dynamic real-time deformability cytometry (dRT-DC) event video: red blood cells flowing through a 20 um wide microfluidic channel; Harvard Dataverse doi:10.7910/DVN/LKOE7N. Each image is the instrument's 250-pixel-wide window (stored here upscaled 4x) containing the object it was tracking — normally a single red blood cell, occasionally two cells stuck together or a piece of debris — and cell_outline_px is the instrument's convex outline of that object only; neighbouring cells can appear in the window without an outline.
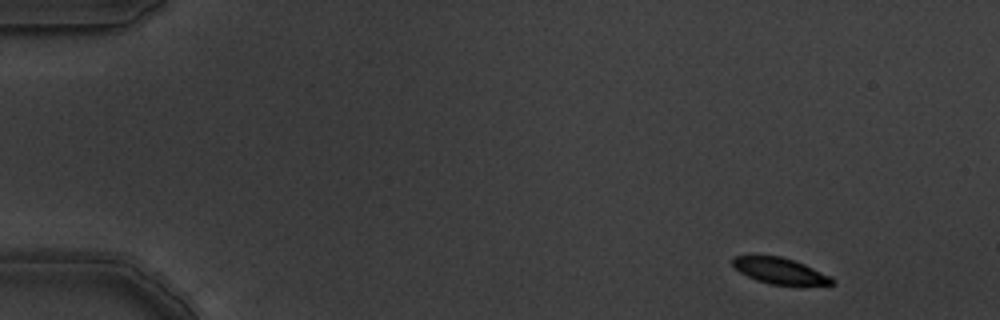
{"species": "common noctule bat (a hibernating species)", "species_latin": "Nyctalus noctula", "temperature_condition": "warm", "stored_images_in_passage": 10, "camera_frame_rate_fps": 3000, "um_per_image_px": 0.085, "animal": {"sex": "male", "body_mass_g": 19.5, "forearm_length_mm": 54.6}, "frame": {"image": 1, "passage_image": 1, "time_ms": 0.0, "image_size_px": [1000, 320], "cell_outline_px": [[836, 284], [768, 284], [756, 280], [740, 272], [732, 264], [732, 256], [780, 256], [804, 264], [836, 280]], "centroid_in_image_um": [66.24, 23.01], "position_along_channel_um": 18.8, "area_um2": 14.62}}
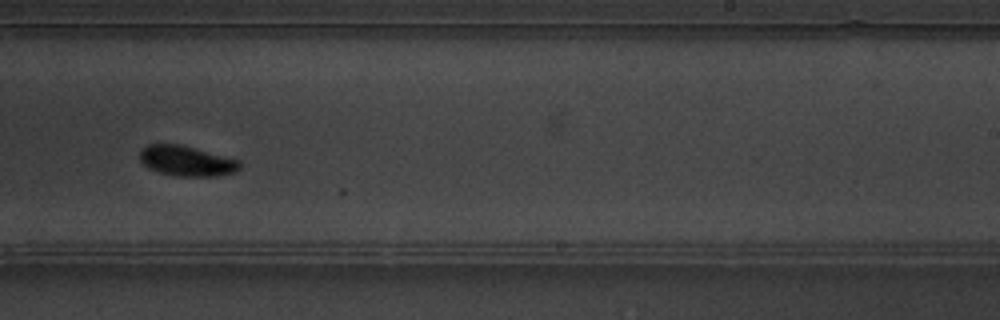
{"frame": {"image": 2, "passage_image": 10, "time_ms": 3.0, "image_size_px": [1000, 320], "cell_outline_px": [[240, 168], [236, 172], [216, 176], [176, 176], [160, 172], [148, 168], [140, 160], [140, 148], [148, 144], [180, 144], [240, 160]], "centroid_in_image_um": [15.85, 13.67], "position_along_channel_um": 273.1, "area_um2": 17.63}}